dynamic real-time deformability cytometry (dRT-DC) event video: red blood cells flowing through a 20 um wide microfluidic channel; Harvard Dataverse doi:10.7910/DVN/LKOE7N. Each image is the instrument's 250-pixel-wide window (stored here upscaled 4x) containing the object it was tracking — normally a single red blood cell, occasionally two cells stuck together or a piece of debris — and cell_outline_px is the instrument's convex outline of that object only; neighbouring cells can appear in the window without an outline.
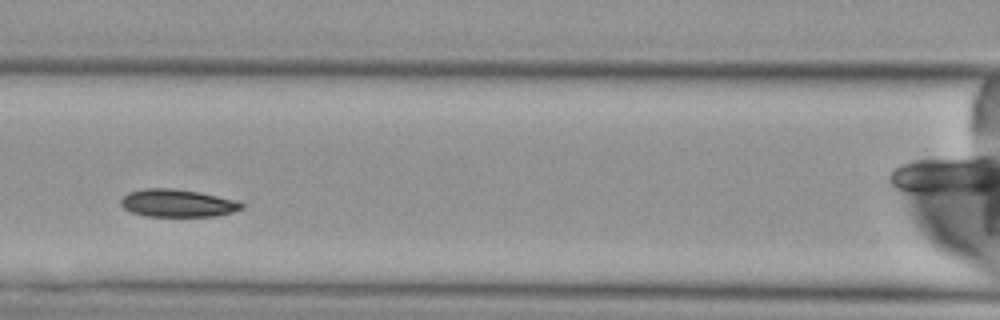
{"species": "Egyptian fruit bat (a non-hibernating species)", "species_latin": "Rousettus aegyptiacus", "temperature_condition": "cold", "stored_images_in_passage": 9, "camera_frame_rate_fps": 3000, "um_per_image_px": 0.085, "animal": {"sex": "female"}, "frame": {"image": 1, "passage_image": 6, "time_ms": 6.667, "image_size_px": [1000, 320], "cell_outline_px": [[244, 208], [232, 212], [216, 216], [144, 216], [132, 212], [124, 208], [120, 204], [120, 200], [128, 192], [144, 188], [172, 188], [200, 192], [240, 200], [244, 204]], "centroid_in_image_um": [15.12, 17.26], "position_along_channel_um": 151.5, "area_um2": 19.71}}
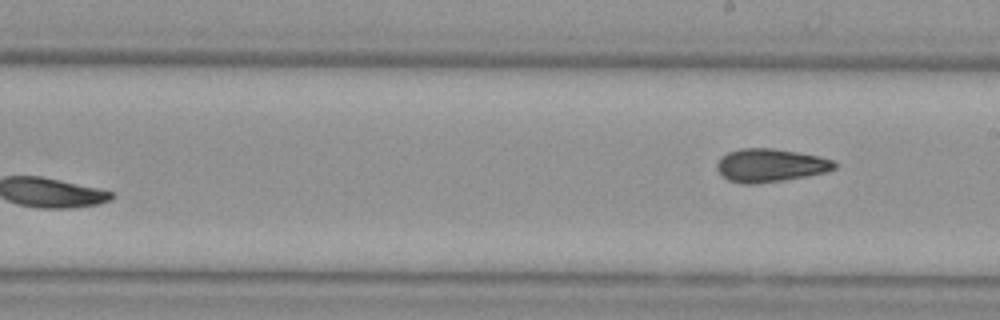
{"frame": {"image": 2, "passage_image": 9, "time_ms": 10.333, "image_size_px": [1000, 320], "cell_outline_px": [[836, 168], [828, 172], [784, 180], [756, 184], [744, 184], [728, 180], [716, 168], [716, 164], [728, 152], [740, 148], [772, 148], [820, 156], [832, 160], [836, 164]], "centroid_in_image_um": [65.5, 14.06], "position_along_channel_um": 223.5, "area_um2": 22.66}}